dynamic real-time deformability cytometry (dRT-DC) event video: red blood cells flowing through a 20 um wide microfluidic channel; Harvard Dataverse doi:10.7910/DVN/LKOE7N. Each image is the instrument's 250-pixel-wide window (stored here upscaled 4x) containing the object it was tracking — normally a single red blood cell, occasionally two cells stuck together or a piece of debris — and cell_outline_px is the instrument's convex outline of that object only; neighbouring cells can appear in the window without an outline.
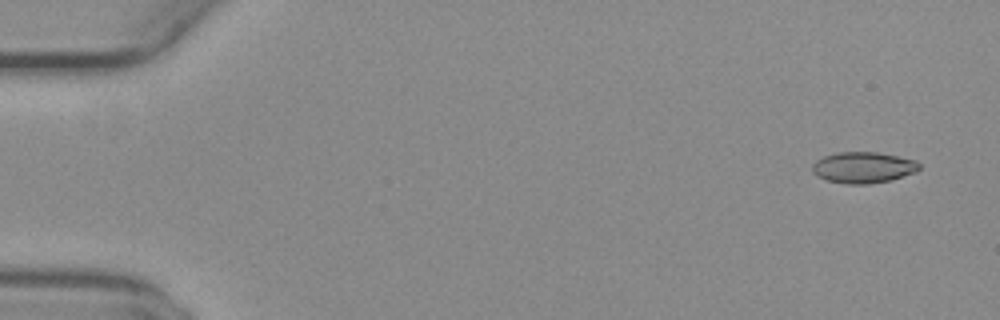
{"species": "common noctule bat (a hibernating species)", "species_latin": "Nyctalus noctula", "temperature_condition": "warm", "stored_images_in_passage": 50, "camera_frame_rate_fps": 3000, "um_per_image_px": 0.085, "animal": {"sex": "female", "body_mass_g": 29.2, "forearm_length_mm": 56.3}, "frame": {"image": 1, "passage_image": 2, "time_ms": 0.333, "image_size_px": [1000, 320], "cell_outline_px": [[920, 168], [916, 172], [892, 180], [868, 184], [848, 184], [828, 180], [812, 172], [812, 164], [816, 160], [824, 156], [836, 152], [876, 152], [916, 160], [920, 164]], "centroid_in_image_um": [73.39, 14.23], "position_along_channel_um": 11.6, "area_um2": 19.36}}
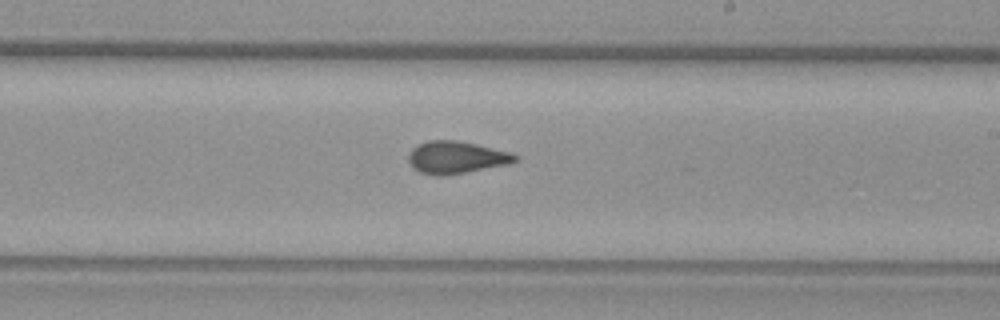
{"frame": {"image": 2, "passage_image": 30, "time_ms": 9.667, "image_size_px": [1000, 320], "cell_outline_px": [[520, 156], [516, 160], [508, 164], [444, 176], [436, 176], [420, 172], [412, 168], [408, 160], [408, 156], [412, 148], [428, 140], [456, 140], [476, 144], [508, 152]], "centroid_in_image_um": [38.74, 13.38], "position_along_channel_um": 250.3, "area_um2": 19.94}}
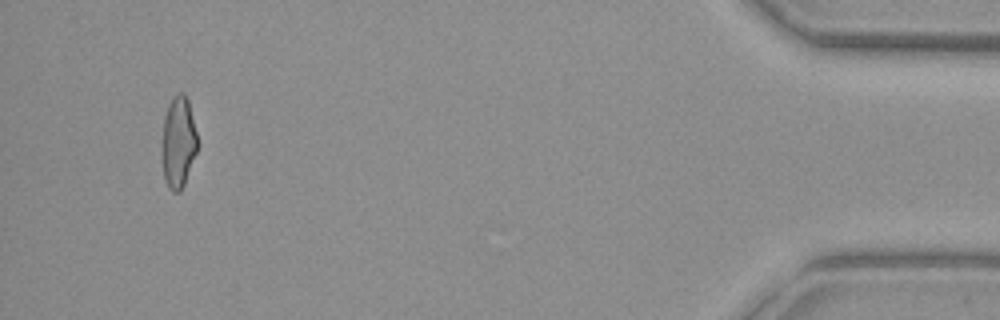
{"frame": {"image": 3, "passage_image": 48, "time_ms": 15.667, "image_size_px": [1000, 320], "cell_outline_px": [[196, 152], [184, 184], [180, 192], [172, 192], [168, 188], [164, 180], [160, 152], [160, 144], [164, 116], [168, 104], [172, 96], [180, 92], [184, 92], [188, 100], [196, 132]], "centroid_in_image_um": [15.1, 12.09], "position_along_channel_um": 420.1, "area_um2": 19.31}, "authors_computed_cell_mechanics": {"area_um2": 19.6809, "velocity_mm_per_s": 4.0994, "shape_relaxation_time_tau1_ms": 8.2569, "shape_relaxation_time_tau2_ms": 1.3866, "deformation_change_tau1": 0.183, "deformation_change_tau2": 0.0579}}